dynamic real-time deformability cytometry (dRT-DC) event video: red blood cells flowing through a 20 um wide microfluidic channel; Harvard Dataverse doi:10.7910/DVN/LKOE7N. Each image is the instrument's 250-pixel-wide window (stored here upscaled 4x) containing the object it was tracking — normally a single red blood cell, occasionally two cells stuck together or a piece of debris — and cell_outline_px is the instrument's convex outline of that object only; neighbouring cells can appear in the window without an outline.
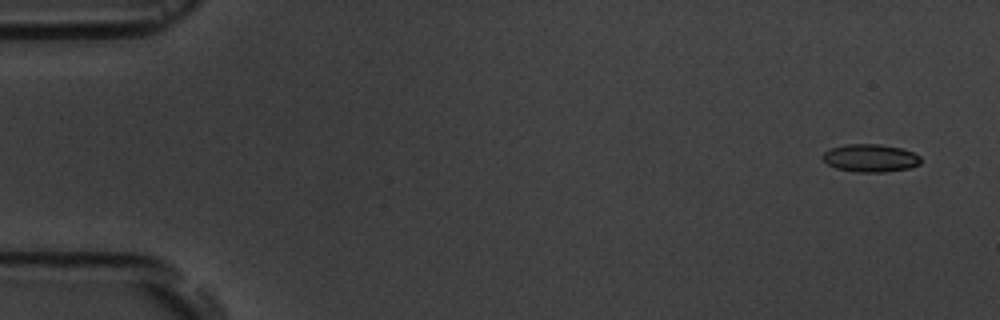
{"species": "common noctule bat (a hibernating species)", "species_latin": "Nyctalus noctula", "temperature_condition": "room temperature", "stored_images_in_passage": 5, "camera_frame_rate_fps": 3000, "um_per_image_px": 0.085, "animal": {"sex": "male", "body_mass_g": 19.5, "forearm_length_mm": 54.6}, "frame": {"image": 1, "passage_image": 1, "time_ms": 0.0, "image_size_px": [1000, 320], "cell_outline_px": [[920, 164], [912, 168], [884, 172], [856, 172], [836, 168], [828, 164], [820, 156], [824, 152], [832, 148], [844, 144], [880, 144], [900, 148], [912, 152], [920, 156]], "centroid_in_image_um": [73.98, 13.44], "position_along_channel_um": 11.0, "area_um2": 15.95}}
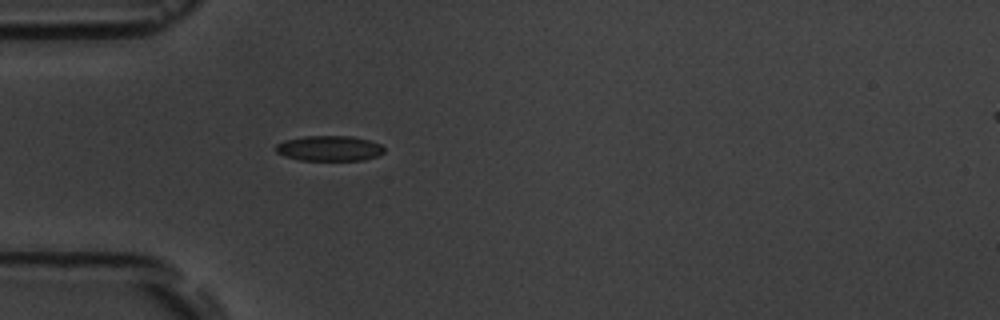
{"frame": {"image": 2, "passage_image": 5, "time_ms": 4.667, "image_size_px": [1000, 320], "cell_outline_px": [[384, 152], [376, 156], [364, 160], [300, 160], [284, 156], [276, 152], [276, 144], [284, 140], [304, 136], [352, 136], [368, 140], [380, 144], [384, 148]], "centroid_in_image_um": [27.97, 12.61], "position_along_channel_um": 57.0, "area_um2": 15.95}}